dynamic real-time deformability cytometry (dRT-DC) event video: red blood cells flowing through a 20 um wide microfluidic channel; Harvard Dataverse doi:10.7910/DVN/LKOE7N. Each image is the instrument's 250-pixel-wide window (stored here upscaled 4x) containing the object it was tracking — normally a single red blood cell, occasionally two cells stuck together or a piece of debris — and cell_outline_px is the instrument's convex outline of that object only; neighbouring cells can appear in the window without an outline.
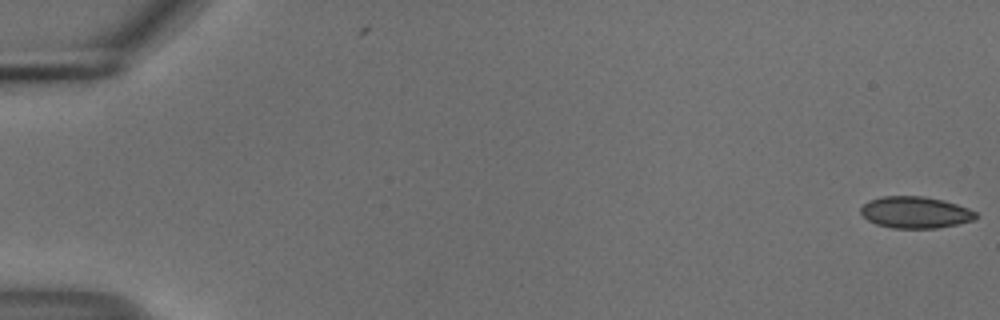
{"species": "common noctule bat (a hibernating species)", "species_latin": "Nyctalus noctula", "temperature_condition": "cold", "stored_images_in_passage": 12, "camera_frame_rate_fps": 3000, "um_per_image_px": 0.085, "animal": {"sex": "male", "body_mass_g": 18.8}, "frame": {"image": 1, "passage_image": 1, "time_ms": 0.0, "image_size_px": [1000, 320], "cell_outline_px": [[980, 216], [976, 220], [936, 228], [892, 228], [876, 224], [868, 220], [860, 212], [860, 208], [868, 200], [880, 196], [924, 196], [944, 200], [968, 208], [976, 212]], "centroid_in_image_um": [77.81, 18.04], "position_along_channel_um": 7.2, "area_um2": 21.39}}